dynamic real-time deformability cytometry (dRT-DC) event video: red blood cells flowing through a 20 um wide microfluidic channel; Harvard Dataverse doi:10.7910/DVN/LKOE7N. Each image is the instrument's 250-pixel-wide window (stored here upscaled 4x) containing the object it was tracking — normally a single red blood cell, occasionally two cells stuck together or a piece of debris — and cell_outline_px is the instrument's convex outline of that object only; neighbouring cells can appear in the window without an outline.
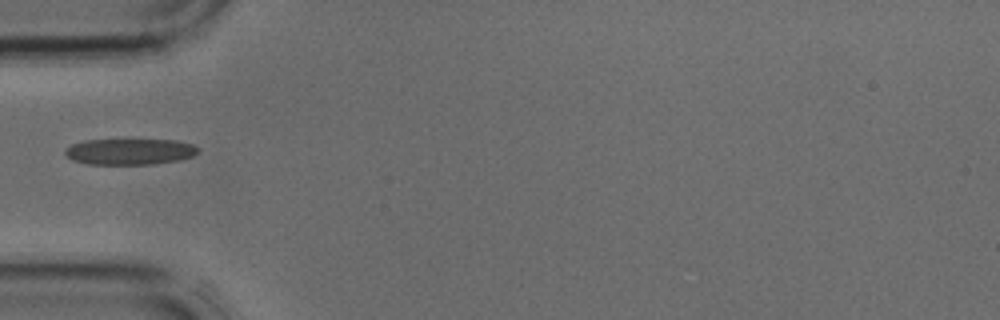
{"species": "common noctule bat (a hibernating species)", "species_latin": "Nyctalus noctula", "temperature_condition": "cold", "stored_images_in_passage": 1, "camera_frame_rate_fps": 3000, "um_per_image_px": 0.085, "animal": {"sex": "male", "body_mass_g": 17.9, "forearm_length_mm": 54.2}, "frame": {"image": 1, "passage_image": 1, "time_ms": 0.0, "image_size_px": [1000, 320], "cell_outline_px": [[200, 152], [192, 156], [180, 160], [152, 164], [88, 164], [72, 160], [64, 156], [64, 148], [72, 144], [84, 140], [176, 140], [192, 144], [200, 148]], "centroid_in_image_um": [11.02, 12.89], "position_along_channel_um": 74.0, "area_um2": 20.4}}